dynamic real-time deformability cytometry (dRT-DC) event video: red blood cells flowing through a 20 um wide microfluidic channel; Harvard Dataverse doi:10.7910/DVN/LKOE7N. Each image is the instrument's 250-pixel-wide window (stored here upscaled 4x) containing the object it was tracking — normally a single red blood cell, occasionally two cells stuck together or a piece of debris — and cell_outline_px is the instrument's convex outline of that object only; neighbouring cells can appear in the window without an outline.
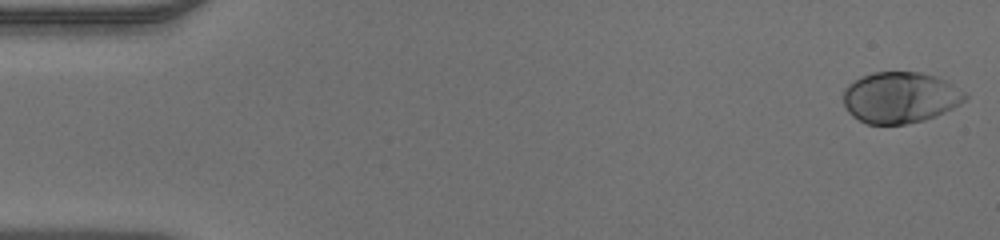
{"species": "human", "species_latin": "Homo sapiens", "temperature_condition": "warm", "stored_images_in_passage": 49, "camera_frame_rate_fps": 3000, "um_per_image_px": 0.085, "donor": {"sex": "male"}, "frame": {"image": 1, "passage_image": 1, "time_ms": 0.0, "image_size_px": [1000, 240], "cell_outline_px": [[968, 96], [960, 104], [936, 116], [924, 120], [908, 124], [868, 124], [852, 116], [848, 112], [844, 104], [844, 88], [848, 84], [860, 76], [872, 72], [920, 72], [944, 80], [964, 92]], "centroid_in_image_um": [76.48, 8.29], "position_along_channel_um": 8.5, "area_um2": 36.18}}
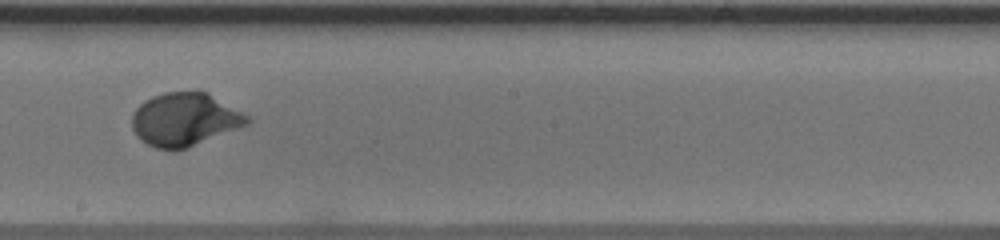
{"frame": {"image": 2, "passage_image": 28, "time_ms": 9.0, "image_size_px": [1000, 240], "cell_outline_px": [[252, 120], [248, 124], [188, 148], [156, 148], [140, 140], [136, 136], [132, 128], [132, 116], [136, 108], [144, 100], [152, 96], [164, 92], [208, 92], [248, 116]], "centroid_in_image_um": [15.68, 10.14], "position_along_channel_um": 232.5, "area_um2": 35.37}}
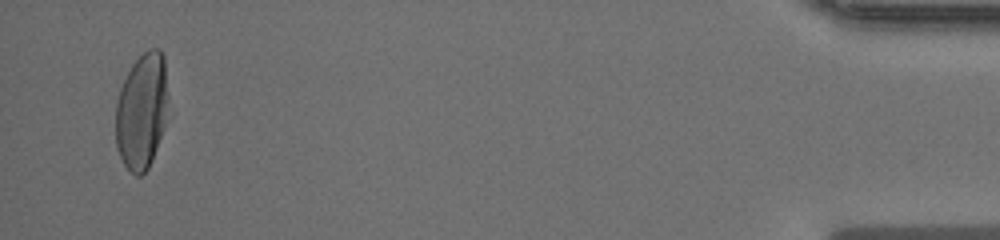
{"frame": {"image": 3, "passage_image": 48, "time_ms": 15.667, "image_size_px": [1000, 240], "cell_outline_px": [[168, 100], [164, 128], [152, 160], [148, 168], [140, 176], [136, 176], [124, 164], [116, 148], [116, 104], [120, 88], [132, 64], [148, 48], [160, 48], [164, 56]], "centroid_in_image_um": [12.06, 9.43], "position_along_channel_um": 423.1, "area_um2": 35.55}}